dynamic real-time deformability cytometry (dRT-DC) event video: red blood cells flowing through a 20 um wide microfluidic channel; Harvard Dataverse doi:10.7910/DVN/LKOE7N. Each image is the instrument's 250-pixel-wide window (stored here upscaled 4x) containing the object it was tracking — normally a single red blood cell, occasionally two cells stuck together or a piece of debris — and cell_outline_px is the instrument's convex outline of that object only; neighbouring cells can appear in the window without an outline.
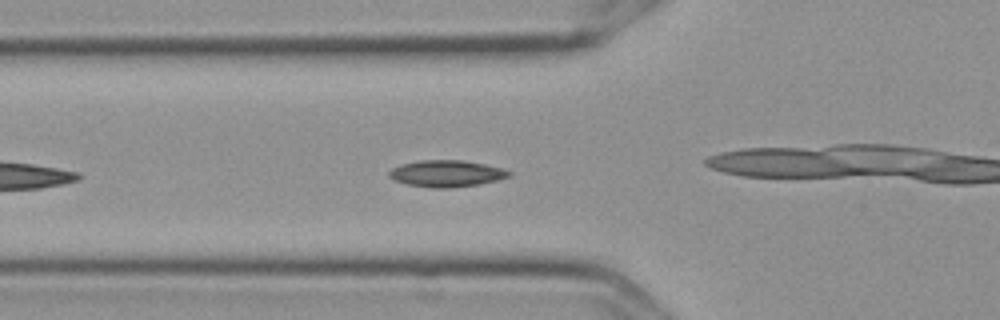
{"species": "Egyptian fruit bat (a non-hibernating species)", "species_latin": "Rousettus aegyptiacus", "temperature_condition": "cold", "stored_images_in_passage": 44, "camera_frame_rate_fps": 3000, "um_per_image_px": 0.085, "frame": {"image": 1, "passage_image": 7, "time_ms": 2.0, "image_size_px": [1000, 320], "cell_outline_px": [[512, 176], [500, 180], [480, 184], [448, 188], [432, 188], [408, 184], [392, 180], [388, 176], [388, 172], [392, 168], [400, 164], [420, 160], [464, 160], [484, 164], [500, 168], [512, 172]], "centroid_in_image_um": [37.95, 14.75], "position_along_channel_um": 87.9, "area_um2": 18.79}}
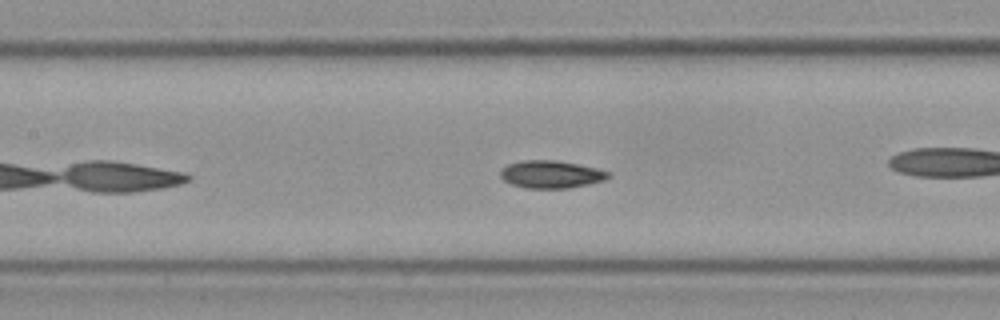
{"frame": {"image": 2, "passage_image": 13, "time_ms": 4.0, "image_size_px": [1000, 320], "cell_outline_px": [[612, 176], [604, 180], [588, 184], [568, 188], [524, 188], [512, 184], [504, 180], [500, 176], [500, 172], [508, 164], [524, 160], [552, 160], [576, 164], [596, 168], [612, 172]], "centroid_in_image_um": [46.87, 14.82], "position_along_channel_um": 160.5, "area_um2": 17.22}, "authors_computed_cell_mechanics": {"area_um2": 16.7909, "velocity_mm_per_s": 3.5903, "shape_relaxation_time_tau1_ms": null, "shape_relaxation_time_tau2_ms": 3.4285, "deformation_change_tau1": null, "deformation_change_tau2": 0.0687}}